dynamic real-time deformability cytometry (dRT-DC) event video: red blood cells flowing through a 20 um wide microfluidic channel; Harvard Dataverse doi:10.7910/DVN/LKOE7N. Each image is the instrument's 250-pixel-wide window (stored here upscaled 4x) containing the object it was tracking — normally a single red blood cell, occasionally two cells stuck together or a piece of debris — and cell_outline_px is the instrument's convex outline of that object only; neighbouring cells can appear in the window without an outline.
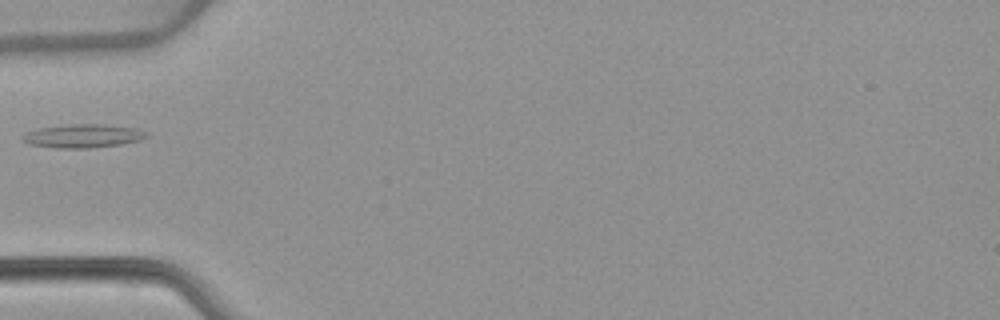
{"species": "common noctule bat (a hibernating species)", "species_latin": "Nyctalus noctula", "temperature_condition": "warm", "stored_images_in_passage": 36, "camera_frame_rate_fps": 3000, "um_per_image_px": 0.085, "animal": {"sex": "female", "body_mass_g": 22.7, "forearm_length_mm": 54.2}, "frame": {"image": 1, "passage_image": 1, "time_ms": 0.0, "image_size_px": [1000, 320], "cell_outline_px": [[148, 136], [140, 140], [120, 144], [88, 148], [56, 148], [28, 144], [20, 140], [20, 136], [24, 132], [40, 128], [72, 124], [104, 124], [136, 128], [148, 132]], "centroid_in_image_um": [7.01, 11.55], "position_along_channel_um": 78.0, "area_um2": 17.11}}
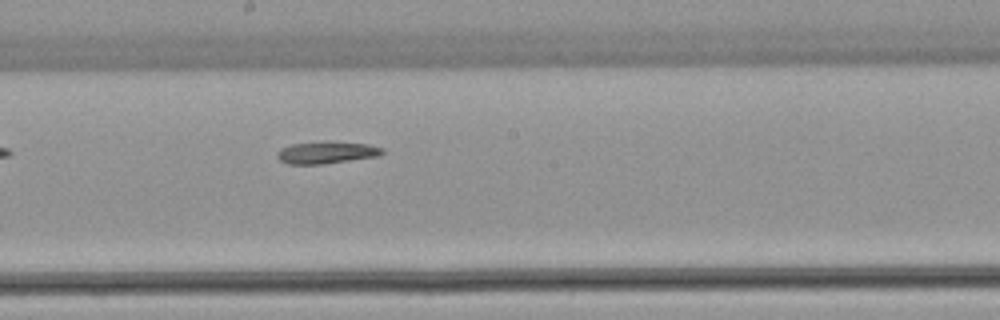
{"frame": {"image": 2, "passage_image": 12, "time_ms": 3.667, "image_size_px": [1000, 320], "cell_outline_px": [[384, 152], [380, 156], [324, 164], [288, 164], [280, 160], [276, 156], [276, 152], [280, 148], [292, 144], [324, 140], [332, 140], [368, 144], [384, 148]], "centroid_in_image_um": [27.77, 12.94], "position_along_channel_um": 220.4, "area_um2": 14.05}}
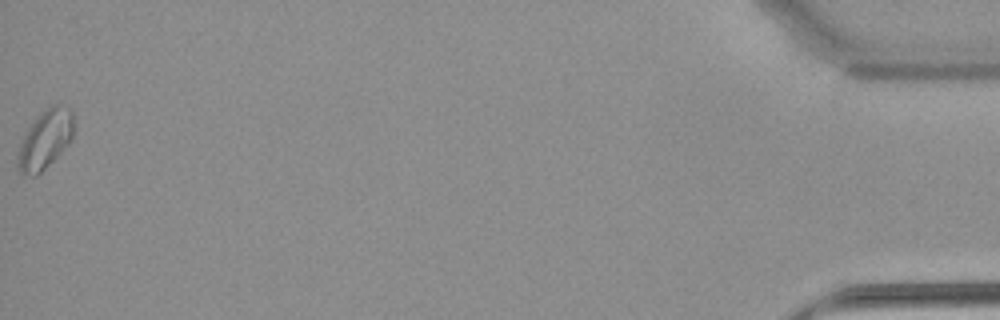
{"frame": {"image": 3, "passage_image": 36, "time_ms": 11.667, "image_size_px": [1000, 320], "cell_outline_px": [[72, 136], [60, 152], [36, 176], [24, 176], [16, 168], [16, 160], [20, 144], [28, 128], [36, 116], [40, 112], [52, 104], [56, 104], [68, 108], [72, 112]], "centroid_in_image_um": [3.77, 11.86], "position_along_channel_um": 431.4, "area_um2": 18.79}}